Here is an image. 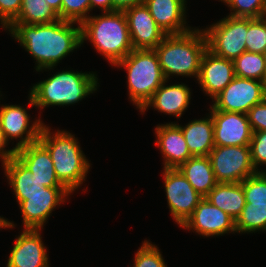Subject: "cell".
I'll return each mask as SVG.
<instances>
[{"instance_id": "9", "label": "cell", "mask_w": 266, "mask_h": 267, "mask_svg": "<svg viewBox=\"0 0 266 267\" xmlns=\"http://www.w3.org/2000/svg\"><path fill=\"white\" fill-rule=\"evenodd\" d=\"M266 98V83L235 76L223 91L213 99L210 110L247 114Z\"/></svg>"}, {"instance_id": "36", "label": "cell", "mask_w": 266, "mask_h": 267, "mask_svg": "<svg viewBox=\"0 0 266 267\" xmlns=\"http://www.w3.org/2000/svg\"><path fill=\"white\" fill-rule=\"evenodd\" d=\"M252 132L266 131V98L247 113Z\"/></svg>"}, {"instance_id": "19", "label": "cell", "mask_w": 266, "mask_h": 267, "mask_svg": "<svg viewBox=\"0 0 266 267\" xmlns=\"http://www.w3.org/2000/svg\"><path fill=\"white\" fill-rule=\"evenodd\" d=\"M15 156L44 187H65L56 177L49 152L39 141L17 149Z\"/></svg>"}, {"instance_id": "21", "label": "cell", "mask_w": 266, "mask_h": 267, "mask_svg": "<svg viewBox=\"0 0 266 267\" xmlns=\"http://www.w3.org/2000/svg\"><path fill=\"white\" fill-rule=\"evenodd\" d=\"M167 82L168 80L155 91L150 100L140 110L142 114L149 107H152L158 112L181 118L189 106L191 90L184 83L166 85Z\"/></svg>"}, {"instance_id": "39", "label": "cell", "mask_w": 266, "mask_h": 267, "mask_svg": "<svg viewBox=\"0 0 266 267\" xmlns=\"http://www.w3.org/2000/svg\"><path fill=\"white\" fill-rule=\"evenodd\" d=\"M91 10L101 8L102 12H112V0H90Z\"/></svg>"}, {"instance_id": "40", "label": "cell", "mask_w": 266, "mask_h": 267, "mask_svg": "<svg viewBox=\"0 0 266 267\" xmlns=\"http://www.w3.org/2000/svg\"><path fill=\"white\" fill-rule=\"evenodd\" d=\"M47 4L52 7L59 15V18L61 19V6H62V0H45Z\"/></svg>"}, {"instance_id": "4", "label": "cell", "mask_w": 266, "mask_h": 267, "mask_svg": "<svg viewBox=\"0 0 266 267\" xmlns=\"http://www.w3.org/2000/svg\"><path fill=\"white\" fill-rule=\"evenodd\" d=\"M77 140L69 131L52 133L45 124L38 139L51 156L56 177L71 193L86 181L91 167Z\"/></svg>"}, {"instance_id": "1", "label": "cell", "mask_w": 266, "mask_h": 267, "mask_svg": "<svg viewBox=\"0 0 266 267\" xmlns=\"http://www.w3.org/2000/svg\"><path fill=\"white\" fill-rule=\"evenodd\" d=\"M5 30L36 60L37 72L53 70L81 47V26L76 22L60 19L48 24L11 23Z\"/></svg>"}, {"instance_id": "11", "label": "cell", "mask_w": 266, "mask_h": 267, "mask_svg": "<svg viewBox=\"0 0 266 267\" xmlns=\"http://www.w3.org/2000/svg\"><path fill=\"white\" fill-rule=\"evenodd\" d=\"M163 177L169 211L181 227L203 197L177 168H163Z\"/></svg>"}, {"instance_id": "20", "label": "cell", "mask_w": 266, "mask_h": 267, "mask_svg": "<svg viewBox=\"0 0 266 267\" xmlns=\"http://www.w3.org/2000/svg\"><path fill=\"white\" fill-rule=\"evenodd\" d=\"M186 0H145L151 16L167 34H182L192 28L186 26Z\"/></svg>"}, {"instance_id": "31", "label": "cell", "mask_w": 266, "mask_h": 267, "mask_svg": "<svg viewBox=\"0 0 266 267\" xmlns=\"http://www.w3.org/2000/svg\"><path fill=\"white\" fill-rule=\"evenodd\" d=\"M246 203L266 204V172H257L241 182Z\"/></svg>"}, {"instance_id": "3", "label": "cell", "mask_w": 266, "mask_h": 267, "mask_svg": "<svg viewBox=\"0 0 266 267\" xmlns=\"http://www.w3.org/2000/svg\"><path fill=\"white\" fill-rule=\"evenodd\" d=\"M154 50L166 80L174 75L194 76L197 80L207 39L203 29L192 28L182 34L166 35Z\"/></svg>"}, {"instance_id": "42", "label": "cell", "mask_w": 266, "mask_h": 267, "mask_svg": "<svg viewBox=\"0 0 266 267\" xmlns=\"http://www.w3.org/2000/svg\"><path fill=\"white\" fill-rule=\"evenodd\" d=\"M265 59V83H266V50L263 53Z\"/></svg>"}, {"instance_id": "13", "label": "cell", "mask_w": 266, "mask_h": 267, "mask_svg": "<svg viewBox=\"0 0 266 267\" xmlns=\"http://www.w3.org/2000/svg\"><path fill=\"white\" fill-rule=\"evenodd\" d=\"M215 146L250 145L252 130L245 113L209 110Z\"/></svg>"}, {"instance_id": "12", "label": "cell", "mask_w": 266, "mask_h": 267, "mask_svg": "<svg viewBox=\"0 0 266 267\" xmlns=\"http://www.w3.org/2000/svg\"><path fill=\"white\" fill-rule=\"evenodd\" d=\"M30 122V115L24 107L16 104L1 105L0 128L8 142L19 138L14 147L16 150L38 141L44 123L40 117L32 124Z\"/></svg>"}, {"instance_id": "34", "label": "cell", "mask_w": 266, "mask_h": 267, "mask_svg": "<svg viewBox=\"0 0 266 267\" xmlns=\"http://www.w3.org/2000/svg\"><path fill=\"white\" fill-rule=\"evenodd\" d=\"M250 149L252 164L256 172H266L265 169L262 170L260 167L264 164L266 166V131L252 132Z\"/></svg>"}, {"instance_id": "5", "label": "cell", "mask_w": 266, "mask_h": 267, "mask_svg": "<svg viewBox=\"0 0 266 267\" xmlns=\"http://www.w3.org/2000/svg\"><path fill=\"white\" fill-rule=\"evenodd\" d=\"M81 45L89 40L96 51L115 65L132 50L128 23L123 11L89 16L81 24Z\"/></svg>"}, {"instance_id": "26", "label": "cell", "mask_w": 266, "mask_h": 267, "mask_svg": "<svg viewBox=\"0 0 266 267\" xmlns=\"http://www.w3.org/2000/svg\"><path fill=\"white\" fill-rule=\"evenodd\" d=\"M60 20L45 0H22L18 17L12 23L48 24Z\"/></svg>"}, {"instance_id": "25", "label": "cell", "mask_w": 266, "mask_h": 267, "mask_svg": "<svg viewBox=\"0 0 266 267\" xmlns=\"http://www.w3.org/2000/svg\"><path fill=\"white\" fill-rule=\"evenodd\" d=\"M3 168L14 195H31L42 191L43 184L16 156L5 162Z\"/></svg>"}, {"instance_id": "35", "label": "cell", "mask_w": 266, "mask_h": 267, "mask_svg": "<svg viewBox=\"0 0 266 267\" xmlns=\"http://www.w3.org/2000/svg\"><path fill=\"white\" fill-rule=\"evenodd\" d=\"M22 0H0V24L6 29L19 15Z\"/></svg>"}, {"instance_id": "10", "label": "cell", "mask_w": 266, "mask_h": 267, "mask_svg": "<svg viewBox=\"0 0 266 267\" xmlns=\"http://www.w3.org/2000/svg\"><path fill=\"white\" fill-rule=\"evenodd\" d=\"M71 195L66 187H42L31 195H15L22 213L24 229H43L52 211Z\"/></svg>"}, {"instance_id": "33", "label": "cell", "mask_w": 266, "mask_h": 267, "mask_svg": "<svg viewBox=\"0 0 266 267\" xmlns=\"http://www.w3.org/2000/svg\"><path fill=\"white\" fill-rule=\"evenodd\" d=\"M90 0H62L61 20L81 24L90 15Z\"/></svg>"}, {"instance_id": "16", "label": "cell", "mask_w": 266, "mask_h": 267, "mask_svg": "<svg viewBox=\"0 0 266 267\" xmlns=\"http://www.w3.org/2000/svg\"><path fill=\"white\" fill-rule=\"evenodd\" d=\"M42 229H23L14 241L6 267H49Z\"/></svg>"}, {"instance_id": "29", "label": "cell", "mask_w": 266, "mask_h": 267, "mask_svg": "<svg viewBox=\"0 0 266 267\" xmlns=\"http://www.w3.org/2000/svg\"><path fill=\"white\" fill-rule=\"evenodd\" d=\"M230 7L231 17L262 18L266 16V0H219Z\"/></svg>"}, {"instance_id": "27", "label": "cell", "mask_w": 266, "mask_h": 267, "mask_svg": "<svg viewBox=\"0 0 266 267\" xmlns=\"http://www.w3.org/2000/svg\"><path fill=\"white\" fill-rule=\"evenodd\" d=\"M237 233L266 231V204L246 203L235 221Z\"/></svg>"}, {"instance_id": "30", "label": "cell", "mask_w": 266, "mask_h": 267, "mask_svg": "<svg viewBox=\"0 0 266 267\" xmlns=\"http://www.w3.org/2000/svg\"><path fill=\"white\" fill-rule=\"evenodd\" d=\"M245 42L247 52L264 53L266 50V16L248 18V31Z\"/></svg>"}, {"instance_id": "8", "label": "cell", "mask_w": 266, "mask_h": 267, "mask_svg": "<svg viewBox=\"0 0 266 267\" xmlns=\"http://www.w3.org/2000/svg\"><path fill=\"white\" fill-rule=\"evenodd\" d=\"M209 158L217 183H240L256 174L250 145L215 146Z\"/></svg>"}, {"instance_id": "14", "label": "cell", "mask_w": 266, "mask_h": 267, "mask_svg": "<svg viewBox=\"0 0 266 267\" xmlns=\"http://www.w3.org/2000/svg\"><path fill=\"white\" fill-rule=\"evenodd\" d=\"M181 228L192 230L203 237L236 233L235 220L217 206L212 205L206 198L198 203Z\"/></svg>"}, {"instance_id": "7", "label": "cell", "mask_w": 266, "mask_h": 267, "mask_svg": "<svg viewBox=\"0 0 266 267\" xmlns=\"http://www.w3.org/2000/svg\"><path fill=\"white\" fill-rule=\"evenodd\" d=\"M203 30L207 49L216 56L234 61L247 51L248 18L226 16Z\"/></svg>"}, {"instance_id": "28", "label": "cell", "mask_w": 266, "mask_h": 267, "mask_svg": "<svg viewBox=\"0 0 266 267\" xmlns=\"http://www.w3.org/2000/svg\"><path fill=\"white\" fill-rule=\"evenodd\" d=\"M233 63L235 76L265 82V59L263 54L246 51L237 57Z\"/></svg>"}, {"instance_id": "41", "label": "cell", "mask_w": 266, "mask_h": 267, "mask_svg": "<svg viewBox=\"0 0 266 267\" xmlns=\"http://www.w3.org/2000/svg\"><path fill=\"white\" fill-rule=\"evenodd\" d=\"M14 222H11L10 220L8 221V219H5L4 217L0 216V228L1 229H6V228H13L15 227V224H13Z\"/></svg>"}, {"instance_id": "24", "label": "cell", "mask_w": 266, "mask_h": 267, "mask_svg": "<svg viewBox=\"0 0 266 267\" xmlns=\"http://www.w3.org/2000/svg\"><path fill=\"white\" fill-rule=\"evenodd\" d=\"M212 205L226 212L235 221L245 204V193L240 183H217L205 197Z\"/></svg>"}, {"instance_id": "32", "label": "cell", "mask_w": 266, "mask_h": 267, "mask_svg": "<svg viewBox=\"0 0 266 267\" xmlns=\"http://www.w3.org/2000/svg\"><path fill=\"white\" fill-rule=\"evenodd\" d=\"M151 243L149 240L142 242L133 259V267H167L160 250Z\"/></svg>"}, {"instance_id": "22", "label": "cell", "mask_w": 266, "mask_h": 267, "mask_svg": "<svg viewBox=\"0 0 266 267\" xmlns=\"http://www.w3.org/2000/svg\"><path fill=\"white\" fill-rule=\"evenodd\" d=\"M181 128L189 151L193 156H209L215 147L213 136V119L210 114L206 118L194 119Z\"/></svg>"}, {"instance_id": "23", "label": "cell", "mask_w": 266, "mask_h": 267, "mask_svg": "<svg viewBox=\"0 0 266 267\" xmlns=\"http://www.w3.org/2000/svg\"><path fill=\"white\" fill-rule=\"evenodd\" d=\"M177 169L203 198L217 184L209 156H192Z\"/></svg>"}, {"instance_id": "17", "label": "cell", "mask_w": 266, "mask_h": 267, "mask_svg": "<svg viewBox=\"0 0 266 267\" xmlns=\"http://www.w3.org/2000/svg\"><path fill=\"white\" fill-rule=\"evenodd\" d=\"M234 77L233 61L216 56L208 49L203 53L197 82L203 92L212 100L223 91Z\"/></svg>"}, {"instance_id": "38", "label": "cell", "mask_w": 266, "mask_h": 267, "mask_svg": "<svg viewBox=\"0 0 266 267\" xmlns=\"http://www.w3.org/2000/svg\"><path fill=\"white\" fill-rule=\"evenodd\" d=\"M145 0H112V11H124L127 8L144 3Z\"/></svg>"}, {"instance_id": "18", "label": "cell", "mask_w": 266, "mask_h": 267, "mask_svg": "<svg viewBox=\"0 0 266 267\" xmlns=\"http://www.w3.org/2000/svg\"><path fill=\"white\" fill-rule=\"evenodd\" d=\"M154 131L157 136L155 143L164 158L163 168H178L193 156L181 128L175 122L158 124Z\"/></svg>"}, {"instance_id": "15", "label": "cell", "mask_w": 266, "mask_h": 267, "mask_svg": "<svg viewBox=\"0 0 266 267\" xmlns=\"http://www.w3.org/2000/svg\"><path fill=\"white\" fill-rule=\"evenodd\" d=\"M123 12L133 49H154L167 35L157 25L144 3L127 8Z\"/></svg>"}, {"instance_id": "6", "label": "cell", "mask_w": 266, "mask_h": 267, "mask_svg": "<svg viewBox=\"0 0 266 267\" xmlns=\"http://www.w3.org/2000/svg\"><path fill=\"white\" fill-rule=\"evenodd\" d=\"M114 66L126 69L128 96L139 111L166 81L154 49H133Z\"/></svg>"}, {"instance_id": "37", "label": "cell", "mask_w": 266, "mask_h": 267, "mask_svg": "<svg viewBox=\"0 0 266 267\" xmlns=\"http://www.w3.org/2000/svg\"><path fill=\"white\" fill-rule=\"evenodd\" d=\"M9 142L6 140L2 129L0 128V161L2 165L7 162L9 159L15 157L16 149L13 147L12 149H5Z\"/></svg>"}, {"instance_id": "2", "label": "cell", "mask_w": 266, "mask_h": 267, "mask_svg": "<svg viewBox=\"0 0 266 267\" xmlns=\"http://www.w3.org/2000/svg\"><path fill=\"white\" fill-rule=\"evenodd\" d=\"M95 72L62 70L34 84L29 93V106L44 109L51 106H69L97 91Z\"/></svg>"}]
</instances>
